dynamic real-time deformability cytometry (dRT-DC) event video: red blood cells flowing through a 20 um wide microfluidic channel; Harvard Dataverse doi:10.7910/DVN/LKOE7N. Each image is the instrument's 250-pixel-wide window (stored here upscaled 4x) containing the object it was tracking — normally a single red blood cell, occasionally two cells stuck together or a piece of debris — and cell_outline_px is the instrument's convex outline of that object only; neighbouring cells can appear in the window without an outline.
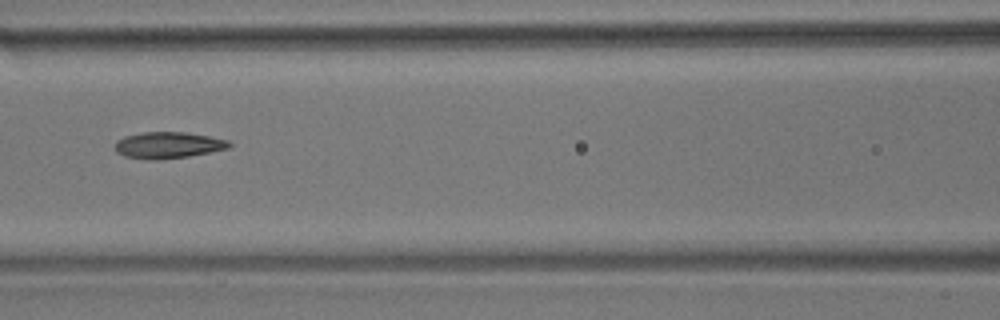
{"species": "common noctule bat (a hibernating species)", "species_latin": "Nyctalus noctula", "temperature_condition": "room temperature", "stored_images_in_passage": 14, "camera_frame_rate_fps": 3000, "um_per_image_px": 0.085, "animal": {"sex": "male", "body_mass_g": 17.9}, "frame": {"image": 1, "passage_image": 7, "time_ms": 2.0, "image_size_px": [1000, 320], "cell_outline_px": [[232, 144], [228, 148], [188, 156], [156, 160], [148, 160], [124, 156], [116, 152], [116, 140], [124, 136], [144, 132], [184, 132], [208, 136], [228, 140]], "centroid_in_image_um": [14.25, 12.34], "position_along_channel_um": 152.3, "area_um2": 17.46}}
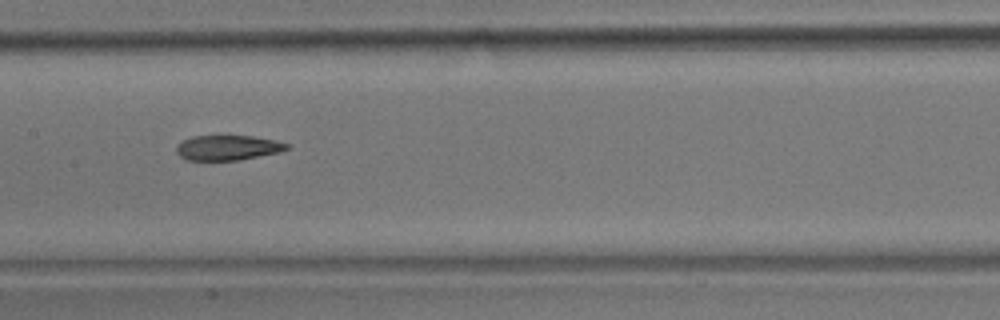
{"frame": {"image": 2, "passage_image": 8, "time_ms": 2.333, "image_size_px": [1000, 320], "cell_outline_px": [[288, 148], [280, 152], [240, 160], [188, 160], [180, 156], [176, 152], [176, 148], [184, 140], [192, 136], [252, 136], [276, 140], [288, 144]], "centroid_in_image_um": [19.38, 12.56], "position_along_channel_um": 188.0, "area_um2": 15.95}}
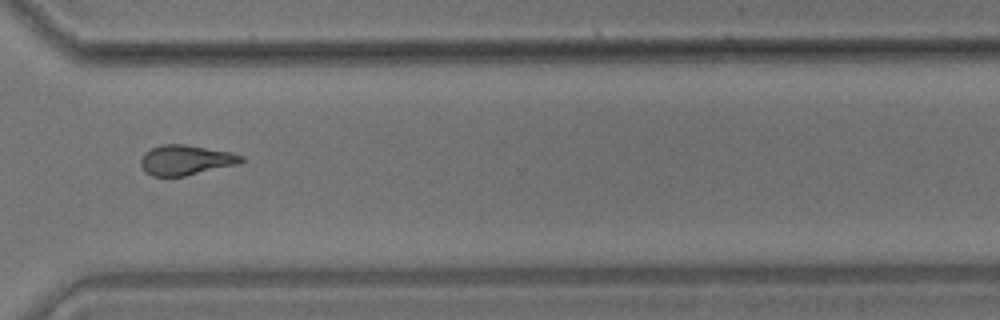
{"frame": {"image": 3, "passage_image": 12, "time_ms": 3.667, "image_size_px": [1000, 320], "cell_outline_px": [[244, 160], [236, 164], [184, 176], [152, 176], [144, 172], [140, 164], [140, 160], [144, 152], [152, 148], [164, 144], [184, 144], [228, 152], [244, 156]], "centroid_in_image_um": [15.72, 13.61], "position_along_channel_um": 354.9, "area_um2": 17.34}}